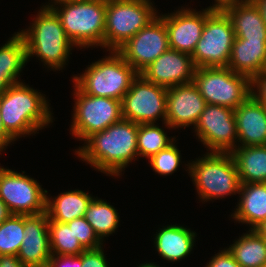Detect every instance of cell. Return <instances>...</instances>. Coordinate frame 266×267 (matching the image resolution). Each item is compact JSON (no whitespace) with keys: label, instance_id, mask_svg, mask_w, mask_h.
Masks as SVG:
<instances>
[{"label":"cell","instance_id":"cell-10","mask_svg":"<svg viewBox=\"0 0 266 267\" xmlns=\"http://www.w3.org/2000/svg\"><path fill=\"white\" fill-rule=\"evenodd\" d=\"M235 32L226 13L214 8L206 17L201 38L191 57L198 67H227Z\"/></svg>","mask_w":266,"mask_h":267},{"label":"cell","instance_id":"cell-14","mask_svg":"<svg viewBox=\"0 0 266 267\" xmlns=\"http://www.w3.org/2000/svg\"><path fill=\"white\" fill-rule=\"evenodd\" d=\"M170 48L163 19L157 15L117 51L138 73Z\"/></svg>","mask_w":266,"mask_h":267},{"label":"cell","instance_id":"cell-29","mask_svg":"<svg viewBox=\"0 0 266 267\" xmlns=\"http://www.w3.org/2000/svg\"><path fill=\"white\" fill-rule=\"evenodd\" d=\"M176 138L167 136L163 127H159L158 123L138 124L137 133V152L138 158L150 159L160 150L166 149Z\"/></svg>","mask_w":266,"mask_h":267},{"label":"cell","instance_id":"cell-3","mask_svg":"<svg viewBox=\"0 0 266 267\" xmlns=\"http://www.w3.org/2000/svg\"><path fill=\"white\" fill-rule=\"evenodd\" d=\"M30 26L19 33L26 43L27 62L36 56L47 68L60 71L67 65L75 45L68 39L52 8L41 6Z\"/></svg>","mask_w":266,"mask_h":267},{"label":"cell","instance_id":"cell-8","mask_svg":"<svg viewBox=\"0 0 266 267\" xmlns=\"http://www.w3.org/2000/svg\"><path fill=\"white\" fill-rule=\"evenodd\" d=\"M193 83L206 104L235 110L251 95V79L228 67H198Z\"/></svg>","mask_w":266,"mask_h":267},{"label":"cell","instance_id":"cell-30","mask_svg":"<svg viewBox=\"0 0 266 267\" xmlns=\"http://www.w3.org/2000/svg\"><path fill=\"white\" fill-rule=\"evenodd\" d=\"M49 239L52 255L79 256L86 250L66 223L49 221Z\"/></svg>","mask_w":266,"mask_h":267},{"label":"cell","instance_id":"cell-45","mask_svg":"<svg viewBox=\"0 0 266 267\" xmlns=\"http://www.w3.org/2000/svg\"><path fill=\"white\" fill-rule=\"evenodd\" d=\"M257 230L266 237V221Z\"/></svg>","mask_w":266,"mask_h":267},{"label":"cell","instance_id":"cell-43","mask_svg":"<svg viewBox=\"0 0 266 267\" xmlns=\"http://www.w3.org/2000/svg\"><path fill=\"white\" fill-rule=\"evenodd\" d=\"M75 1H79V0H51L50 3L48 2V4H45L43 6L51 8L52 6L58 5V4H62V3H67V2H75Z\"/></svg>","mask_w":266,"mask_h":267},{"label":"cell","instance_id":"cell-32","mask_svg":"<svg viewBox=\"0 0 266 267\" xmlns=\"http://www.w3.org/2000/svg\"><path fill=\"white\" fill-rule=\"evenodd\" d=\"M181 151L176 145V141L166 149L160 150L149 160L150 167L160 176L172 175L178 170L181 163Z\"/></svg>","mask_w":266,"mask_h":267},{"label":"cell","instance_id":"cell-19","mask_svg":"<svg viewBox=\"0 0 266 267\" xmlns=\"http://www.w3.org/2000/svg\"><path fill=\"white\" fill-rule=\"evenodd\" d=\"M237 146L266 145V108L250 95L234 110Z\"/></svg>","mask_w":266,"mask_h":267},{"label":"cell","instance_id":"cell-17","mask_svg":"<svg viewBox=\"0 0 266 267\" xmlns=\"http://www.w3.org/2000/svg\"><path fill=\"white\" fill-rule=\"evenodd\" d=\"M206 103L196 85L191 82L167 89L166 122L171 129L197 124Z\"/></svg>","mask_w":266,"mask_h":267},{"label":"cell","instance_id":"cell-35","mask_svg":"<svg viewBox=\"0 0 266 267\" xmlns=\"http://www.w3.org/2000/svg\"><path fill=\"white\" fill-rule=\"evenodd\" d=\"M251 95L266 108V70L251 79Z\"/></svg>","mask_w":266,"mask_h":267},{"label":"cell","instance_id":"cell-4","mask_svg":"<svg viewBox=\"0 0 266 267\" xmlns=\"http://www.w3.org/2000/svg\"><path fill=\"white\" fill-rule=\"evenodd\" d=\"M87 66L82 74L73 75L75 84L83 93L91 96L123 100L138 72L116 50Z\"/></svg>","mask_w":266,"mask_h":267},{"label":"cell","instance_id":"cell-27","mask_svg":"<svg viewBox=\"0 0 266 267\" xmlns=\"http://www.w3.org/2000/svg\"><path fill=\"white\" fill-rule=\"evenodd\" d=\"M233 242L227 249L241 267L266 266V237L257 229H248Z\"/></svg>","mask_w":266,"mask_h":267},{"label":"cell","instance_id":"cell-23","mask_svg":"<svg viewBox=\"0 0 266 267\" xmlns=\"http://www.w3.org/2000/svg\"><path fill=\"white\" fill-rule=\"evenodd\" d=\"M227 67L250 79L264 72L266 70V40L235 37Z\"/></svg>","mask_w":266,"mask_h":267},{"label":"cell","instance_id":"cell-21","mask_svg":"<svg viewBox=\"0 0 266 267\" xmlns=\"http://www.w3.org/2000/svg\"><path fill=\"white\" fill-rule=\"evenodd\" d=\"M156 230L154 248L164 260L177 262L185 259L193 250L197 233L183 225H167Z\"/></svg>","mask_w":266,"mask_h":267},{"label":"cell","instance_id":"cell-42","mask_svg":"<svg viewBox=\"0 0 266 267\" xmlns=\"http://www.w3.org/2000/svg\"><path fill=\"white\" fill-rule=\"evenodd\" d=\"M239 0H214V4L212 7L214 8H221L224 5H227L229 3L237 2Z\"/></svg>","mask_w":266,"mask_h":267},{"label":"cell","instance_id":"cell-18","mask_svg":"<svg viewBox=\"0 0 266 267\" xmlns=\"http://www.w3.org/2000/svg\"><path fill=\"white\" fill-rule=\"evenodd\" d=\"M23 238L17 258L27 267H48L52 253L46 212L39 215H24Z\"/></svg>","mask_w":266,"mask_h":267},{"label":"cell","instance_id":"cell-40","mask_svg":"<svg viewBox=\"0 0 266 267\" xmlns=\"http://www.w3.org/2000/svg\"><path fill=\"white\" fill-rule=\"evenodd\" d=\"M10 215L11 212L5 205V202L0 198V224L4 222Z\"/></svg>","mask_w":266,"mask_h":267},{"label":"cell","instance_id":"cell-9","mask_svg":"<svg viewBox=\"0 0 266 267\" xmlns=\"http://www.w3.org/2000/svg\"><path fill=\"white\" fill-rule=\"evenodd\" d=\"M73 87L75 104L70 131L77 140L84 142L93 133L103 131L123 118L122 101L87 95L75 84Z\"/></svg>","mask_w":266,"mask_h":267},{"label":"cell","instance_id":"cell-33","mask_svg":"<svg viewBox=\"0 0 266 267\" xmlns=\"http://www.w3.org/2000/svg\"><path fill=\"white\" fill-rule=\"evenodd\" d=\"M66 224L72 226L75 237L86 250L97 249L103 246L104 242L98 238L93 227L87 222L85 217L75 218Z\"/></svg>","mask_w":266,"mask_h":267},{"label":"cell","instance_id":"cell-2","mask_svg":"<svg viewBox=\"0 0 266 267\" xmlns=\"http://www.w3.org/2000/svg\"><path fill=\"white\" fill-rule=\"evenodd\" d=\"M47 100L45 94L25 82L12 84L0 95L5 130L17 140L46 128L54 119Z\"/></svg>","mask_w":266,"mask_h":267},{"label":"cell","instance_id":"cell-31","mask_svg":"<svg viewBox=\"0 0 266 267\" xmlns=\"http://www.w3.org/2000/svg\"><path fill=\"white\" fill-rule=\"evenodd\" d=\"M24 237V215L11 214L0 224V255L17 256Z\"/></svg>","mask_w":266,"mask_h":267},{"label":"cell","instance_id":"cell-44","mask_svg":"<svg viewBox=\"0 0 266 267\" xmlns=\"http://www.w3.org/2000/svg\"><path fill=\"white\" fill-rule=\"evenodd\" d=\"M137 267H160L159 265L155 264L154 262H145L142 264H139V266L137 265Z\"/></svg>","mask_w":266,"mask_h":267},{"label":"cell","instance_id":"cell-37","mask_svg":"<svg viewBox=\"0 0 266 267\" xmlns=\"http://www.w3.org/2000/svg\"><path fill=\"white\" fill-rule=\"evenodd\" d=\"M48 267H82V253L75 255H51Z\"/></svg>","mask_w":266,"mask_h":267},{"label":"cell","instance_id":"cell-22","mask_svg":"<svg viewBox=\"0 0 266 267\" xmlns=\"http://www.w3.org/2000/svg\"><path fill=\"white\" fill-rule=\"evenodd\" d=\"M237 204L232 219L258 229L266 221V183L241 184Z\"/></svg>","mask_w":266,"mask_h":267},{"label":"cell","instance_id":"cell-15","mask_svg":"<svg viewBox=\"0 0 266 267\" xmlns=\"http://www.w3.org/2000/svg\"><path fill=\"white\" fill-rule=\"evenodd\" d=\"M213 9L209 6L198 11L181 6L170 14H158L166 25L170 48L191 55L201 38L205 19Z\"/></svg>","mask_w":266,"mask_h":267},{"label":"cell","instance_id":"cell-1","mask_svg":"<svg viewBox=\"0 0 266 267\" xmlns=\"http://www.w3.org/2000/svg\"><path fill=\"white\" fill-rule=\"evenodd\" d=\"M137 133L138 124L122 118L89 136L75 154L101 173L120 177L128 164L138 158Z\"/></svg>","mask_w":266,"mask_h":267},{"label":"cell","instance_id":"cell-39","mask_svg":"<svg viewBox=\"0 0 266 267\" xmlns=\"http://www.w3.org/2000/svg\"><path fill=\"white\" fill-rule=\"evenodd\" d=\"M0 267H27L17 256L13 255H0Z\"/></svg>","mask_w":266,"mask_h":267},{"label":"cell","instance_id":"cell-25","mask_svg":"<svg viewBox=\"0 0 266 267\" xmlns=\"http://www.w3.org/2000/svg\"><path fill=\"white\" fill-rule=\"evenodd\" d=\"M94 196L89 192L75 189L60 193L55 197L46 196V213L49 221L68 223L85 216Z\"/></svg>","mask_w":266,"mask_h":267},{"label":"cell","instance_id":"cell-12","mask_svg":"<svg viewBox=\"0 0 266 267\" xmlns=\"http://www.w3.org/2000/svg\"><path fill=\"white\" fill-rule=\"evenodd\" d=\"M167 88L145 80L140 74L122 100V117L137 124L166 122Z\"/></svg>","mask_w":266,"mask_h":267},{"label":"cell","instance_id":"cell-7","mask_svg":"<svg viewBox=\"0 0 266 267\" xmlns=\"http://www.w3.org/2000/svg\"><path fill=\"white\" fill-rule=\"evenodd\" d=\"M151 0H106L104 49L118 50L158 15Z\"/></svg>","mask_w":266,"mask_h":267},{"label":"cell","instance_id":"cell-24","mask_svg":"<svg viewBox=\"0 0 266 267\" xmlns=\"http://www.w3.org/2000/svg\"><path fill=\"white\" fill-rule=\"evenodd\" d=\"M0 47V95L12 84L22 82L20 73L27 64L26 43L19 32Z\"/></svg>","mask_w":266,"mask_h":267},{"label":"cell","instance_id":"cell-28","mask_svg":"<svg viewBox=\"0 0 266 267\" xmlns=\"http://www.w3.org/2000/svg\"><path fill=\"white\" fill-rule=\"evenodd\" d=\"M117 211L113 205L107 203V200L98 197H94L88 206L84 217L102 242L120 226V216Z\"/></svg>","mask_w":266,"mask_h":267},{"label":"cell","instance_id":"cell-11","mask_svg":"<svg viewBox=\"0 0 266 267\" xmlns=\"http://www.w3.org/2000/svg\"><path fill=\"white\" fill-rule=\"evenodd\" d=\"M25 174L0 166V198L11 214L39 215L46 212L47 190Z\"/></svg>","mask_w":266,"mask_h":267},{"label":"cell","instance_id":"cell-38","mask_svg":"<svg viewBox=\"0 0 266 267\" xmlns=\"http://www.w3.org/2000/svg\"><path fill=\"white\" fill-rule=\"evenodd\" d=\"M14 141L16 142V140L5 130L0 111V154H2V151L6 150L7 146L11 143L14 144Z\"/></svg>","mask_w":266,"mask_h":267},{"label":"cell","instance_id":"cell-26","mask_svg":"<svg viewBox=\"0 0 266 267\" xmlns=\"http://www.w3.org/2000/svg\"><path fill=\"white\" fill-rule=\"evenodd\" d=\"M231 155L240 183H266V145L237 146Z\"/></svg>","mask_w":266,"mask_h":267},{"label":"cell","instance_id":"cell-20","mask_svg":"<svg viewBox=\"0 0 266 267\" xmlns=\"http://www.w3.org/2000/svg\"><path fill=\"white\" fill-rule=\"evenodd\" d=\"M231 21L236 38L266 40V25L253 0H239L221 7Z\"/></svg>","mask_w":266,"mask_h":267},{"label":"cell","instance_id":"cell-34","mask_svg":"<svg viewBox=\"0 0 266 267\" xmlns=\"http://www.w3.org/2000/svg\"><path fill=\"white\" fill-rule=\"evenodd\" d=\"M104 248L88 249L82 252V267H109Z\"/></svg>","mask_w":266,"mask_h":267},{"label":"cell","instance_id":"cell-36","mask_svg":"<svg viewBox=\"0 0 266 267\" xmlns=\"http://www.w3.org/2000/svg\"><path fill=\"white\" fill-rule=\"evenodd\" d=\"M205 267H241V265L234 259L226 247L212 256Z\"/></svg>","mask_w":266,"mask_h":267},{"label":"cell","instance_id":"cell-16","mask_svg":"<svg viewBox=\"0 0 266 267\" xmlns=\"http://www.w3.org/2000/svg\"><path fill=\"white\" fill-rule=\"evenodd\" d=\"M196 68L190 54L169 48L139 74L168 89L193 82Z\"/></svg>","mask_w":266,"mask_h":267},{"label":"cell","instance_id":"cell-5","mask_svg":"<svg viewBox=\"0 0 266 267\" xmlns=\"http://www.w3.org/2000/svg\"><path fill=\"white\" fill-rule=\"evenodd\" d=\"M185 165L202 202L239 194L241 183L231 153L206 152Z\"/></svg>","mask_w":266,"mask_h":267},{"label":"cell","instance_id":"cell-13","mask_svg":"<svg viewBox=\"0 0 266 267\" xmlns=\"http://www.w3.org/2000/svg\"><path fill=\"white\" fill-rule=\"evenodd\" d=\"M193 132L208 152L231 153L237 147L234 110L206 104Z\"/></svg>","mask_w":266,"mask_h":267},{"label":"cell","instance_id":"cell-41","mask_svg":"<svg viewBox=\"0 0 266 267\" xmlns=\"http://www.w3.org/2000/svg\"><path fill=\"white\" fill-rule=\"evenodd\" d=\"M253 1L258 6L261 15L263 16V21L266 25V0H253Z\"/></svg>","mask_w":266,"mask_h":267},{"label":"cell","instance_id":"cell-6","mask_svg":"<svg viewBox=\"0 0 266 267\" xmlns=\"http://www.w3.org/2000/svg\"><path fill=\"white\" fill-rule=\"evenodd\" d=\"M68 39L78 49H104L106 0H79L51 7ZM83 47V48H82Z\"/></svg>","mask_w":266,"mask_h":267}]
</instances>
